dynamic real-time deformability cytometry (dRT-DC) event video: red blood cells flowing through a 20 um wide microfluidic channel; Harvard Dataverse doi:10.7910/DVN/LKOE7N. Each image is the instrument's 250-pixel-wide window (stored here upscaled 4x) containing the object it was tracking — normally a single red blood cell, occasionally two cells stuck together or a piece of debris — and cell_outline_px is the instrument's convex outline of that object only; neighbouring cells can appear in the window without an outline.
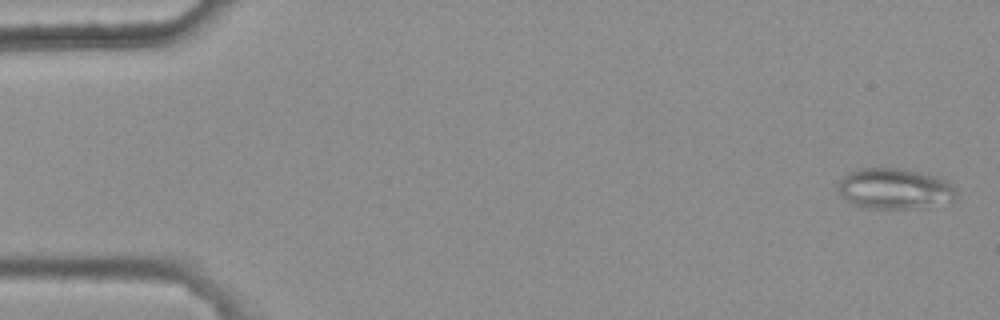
{"species": "common noctule bat (a hibernating species)", "species_latin": "Nyctalus noctula", "temperature_condition": "warm", "stored_images_in_passage": 5, "camera_frame_rate_fps": 3000, "um_per_image_px": 0.085, "animal": {"sex": "female", "body_mass_g": 25.1}, "frame": {"image": 1, "passage_image": 1, "time_ms": 0.0, "image_size_px": [1000, 320], "cell_outline_px": [[956, 192], [952, 200], [928, 208], [864, 208], [840, 196], [840, 180], [848, 172], [856, 168], [904, 168], [936, 176], [952, 184]], "centroid_in_image_um": [76.05, 16.03], "position_along_channel_um": 8.9, "area_um2": 27.98}}